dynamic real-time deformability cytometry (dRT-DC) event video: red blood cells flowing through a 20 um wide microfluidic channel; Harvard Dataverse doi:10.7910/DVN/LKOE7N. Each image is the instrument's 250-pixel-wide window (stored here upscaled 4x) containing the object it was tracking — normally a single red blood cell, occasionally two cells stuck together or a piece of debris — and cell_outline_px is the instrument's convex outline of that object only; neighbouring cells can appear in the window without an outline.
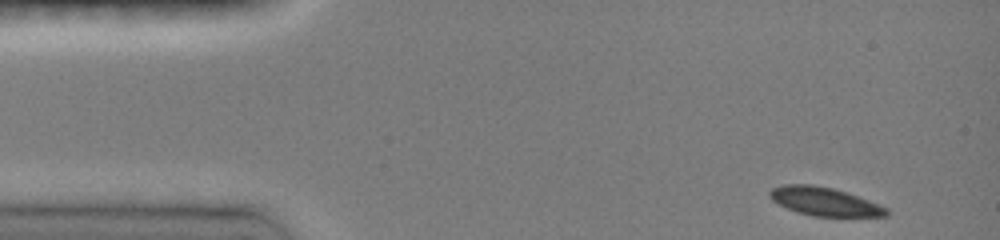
{"species": "common noctule bat (a hibernating species)", "species_latin": "Nyctalus noctula", "temperature_condition": "room temperature", "stored_images_in_passage": 7, "camera_frame_rate_fps": 3000, "um_per_image_px": 0.085, "animal": {"sex": "female", "body_mass_g": 19.0, "forearm_length_mm": 51.5}, "frame": {"image": 1, "passage_image": 1, "time_ms": 0.0, "image_size_px": [1000, 240], "cell_outline_px": [[888, 216], [812, 216], [796, 212], [772, 200], [768, 196], [768, 192], [772, 188], [784, 184], [812, 184], [832, 188], [880, 204], [888, 208]], "centroid_in_image_um": [70.06, 17.12], "position_along_channel_um": 14.9, "area_um2": 19.19}}
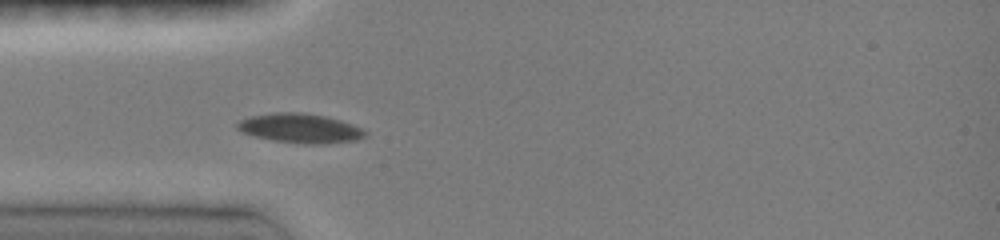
{"frame": {"image": 2, "passage_image": 7, "time_ms": 3.333, "image_size_px": [1000, 240], "cell_outline_px": [[368, 136], [356, 140], [324, 144], [304, 144], [272, 140], [256, 136], [244, 132], [236, 128], [236, 124], [240, 120], [248, 116], [272, 112], [304, 112], [328, 116], [352, 124], [368, 132]], "centroid_in_image_um": [25.53, 10.89], "position_along_channel_um": 59.5, "area_um2": 22.14}}